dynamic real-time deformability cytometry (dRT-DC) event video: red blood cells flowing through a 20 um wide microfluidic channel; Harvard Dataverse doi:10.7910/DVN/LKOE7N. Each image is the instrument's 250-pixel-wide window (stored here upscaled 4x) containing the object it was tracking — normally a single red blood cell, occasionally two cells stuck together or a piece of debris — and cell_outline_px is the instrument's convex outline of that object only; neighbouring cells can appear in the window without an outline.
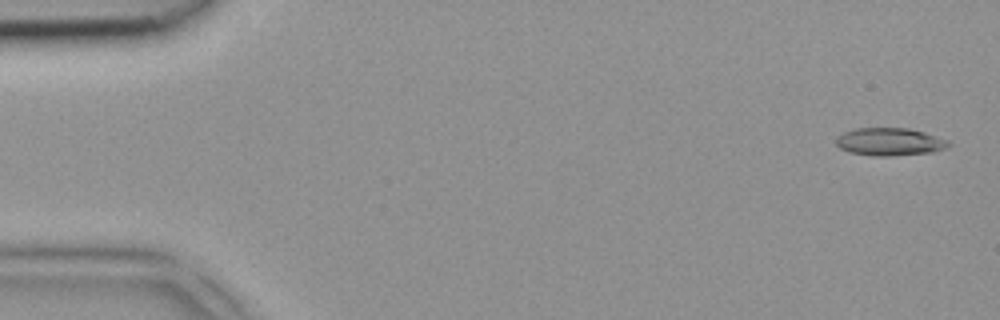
{"species": "common noctule bat (a hibernating species)", "species_latin": "Nyctalus noctula", "temperature_condition": "room temperature", "stored_images_in_passage": 3, "camera_frame_rate_fps": 3000, "um_per_image_px": 0.085, "animal": {"sex": "female", "body_mass_g": 18.4}, "frame": {"image": 1, "passage_image": 1, "time_ms": 0.0, "image_size_px": [1000, 320], "cell_outline_px": [[952, 144], [944, 148], [932, 152], [888, 156], [872, 156], [848, 152], [840, 148], [836, 144], [836, 136], [844, 132], [856, 128], [908, 128], [924, 132], [948, 140]], "centroid_in_image_um": [75.59, 12.05], "position_along_channel_um": 9.4, "area_um2": 18.21}}